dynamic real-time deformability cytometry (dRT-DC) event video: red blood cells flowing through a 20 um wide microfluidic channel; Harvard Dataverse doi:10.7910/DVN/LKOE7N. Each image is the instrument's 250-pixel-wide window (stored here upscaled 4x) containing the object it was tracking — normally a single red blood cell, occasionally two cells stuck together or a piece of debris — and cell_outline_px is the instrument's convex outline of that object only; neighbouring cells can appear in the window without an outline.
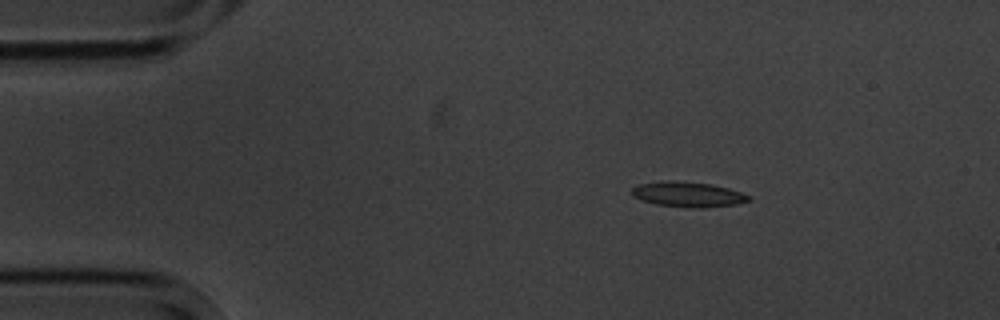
{"species": "common noctule bat (a hibernating species)", "species_latin": "Nyctalus noctula", "temperature_condition": "cold", "stored_images_in_passage": 4, "camera_frame_rate_fps": 3000, "um_per_image_px": 0.085, "animal": {"sex": "male", "body_mass_g": 20.1, "forearm_length_mm": 53.5}, "frame": {"image": 1, "passage_image": 2, "time_ms": 1.333, "image_size_px": [1000, 320], "cell_outline_px": [[752, 200], [736, 204], [704, 208], [688, 208], [656, 204], [632, 196], [632, 188], [636, 184], [660, 180], [676, 180], [712, 184], [728, 188], [752, 196]], "centroid_in_image_um": [58.47, 16.51], "position_along_channel_um": 26.5, "area_um2": 17.46}}